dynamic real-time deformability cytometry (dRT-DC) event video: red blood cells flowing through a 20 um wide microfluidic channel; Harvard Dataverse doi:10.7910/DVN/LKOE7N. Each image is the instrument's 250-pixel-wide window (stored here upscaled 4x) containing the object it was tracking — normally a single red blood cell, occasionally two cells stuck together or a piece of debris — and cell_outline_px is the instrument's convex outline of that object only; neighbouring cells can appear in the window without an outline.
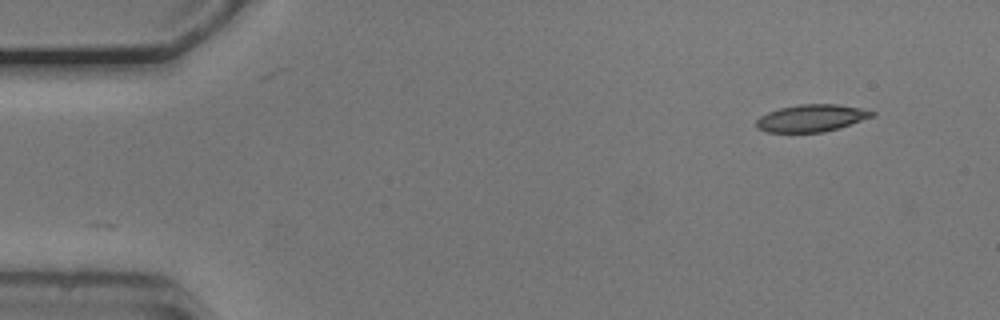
{"species": "common noctule bat (a hibernating species)", "species_latin": "Nyctalus noctula", "temperature_condition": "cold", "stored_images_in_passage": 50, "camera_frame_rate_fps": 3000, "um_per_image_px": 0.085, "animal": {"sex": "male", "body_mass_g": 20.5, "forearm_length_mm": 52.5}, "frame": {"image": 1, "passage_image": 1, "time_ms": 0.0, "image_size_px": [1000, 320], "cell_outline_px": [[876, 116], [824, 132], [768, 132], [756, 128], [756, 120], [760, 116], [768, 112], [780, 108], [800, 104], [836, 104], [860, 108], [876, 112]], "centroid_in_image_um": [68.97, 10.03], "position_along_channel_um": 16.0, "area_um2": 18.26}}
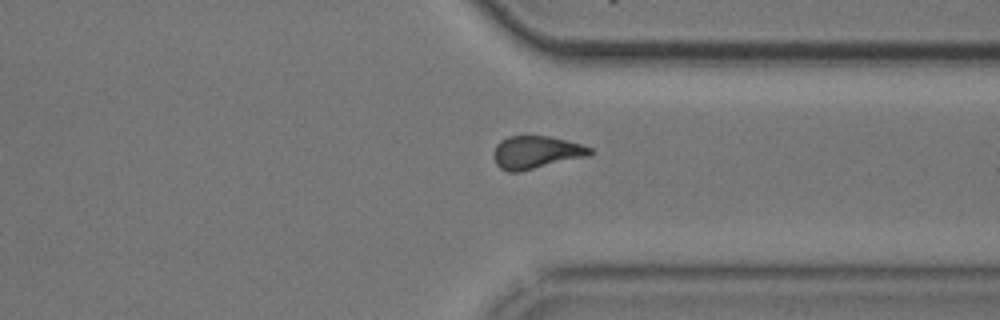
{"frame": {"image": 2, "passage_image": 37, "time_ms": 12.0, "image_size_px": [1000, 320], "cell_outline_px": [[596, 152], [588, 156], [516, 172], [508, 172], [500, 168], [496, 164], [492, 156], [492, 152], [496, 144], [500, 140], [508, 136], [548, 136], [580, 144], [592, 148]], "centroid_in_image_um": [45.53, 12.94], "position_along_channel_um": 365.9, "area_um2": 18.38}}
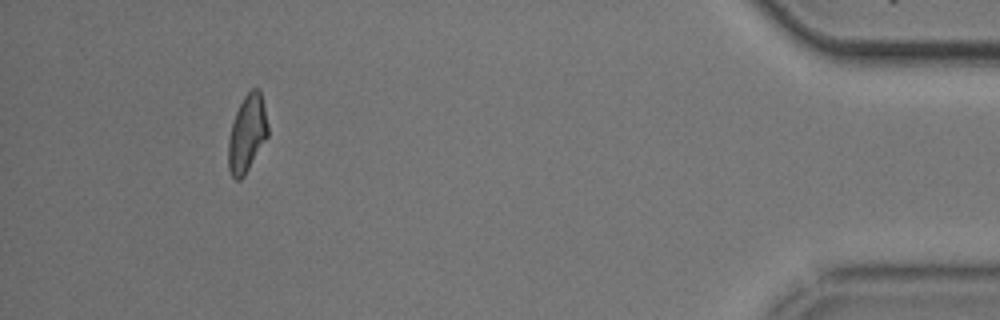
{"frame": {"image": 3, "passage_image": 46, "time_ms": 15.0, "image_size_px": [1000, 320], "cell_outline_px": [[268, 136], [244, 176], [240, 180], [236, 180], [232, 176], [228, 168], [228, 140], [232, 124], [236, 112], [244, 96], [252, 88], [260, 88], [268, 124]], "centroid_in_image_um": [21.0, 11.35], "position_along_channel_um": 414.2, "area_um2": 17.74}, "authors_computed_cell_mechanics": {"area_um2": 18.9006, "velocity_mm_per_s": 3.7431, "shape_relaxation_time_tau1_ms": 4.3612, "shape_relaxation_time_tau2_ms": 3.5491, "deformation_change_tau1": 0.1237, "deformation_change_tau2": 0.1075}}